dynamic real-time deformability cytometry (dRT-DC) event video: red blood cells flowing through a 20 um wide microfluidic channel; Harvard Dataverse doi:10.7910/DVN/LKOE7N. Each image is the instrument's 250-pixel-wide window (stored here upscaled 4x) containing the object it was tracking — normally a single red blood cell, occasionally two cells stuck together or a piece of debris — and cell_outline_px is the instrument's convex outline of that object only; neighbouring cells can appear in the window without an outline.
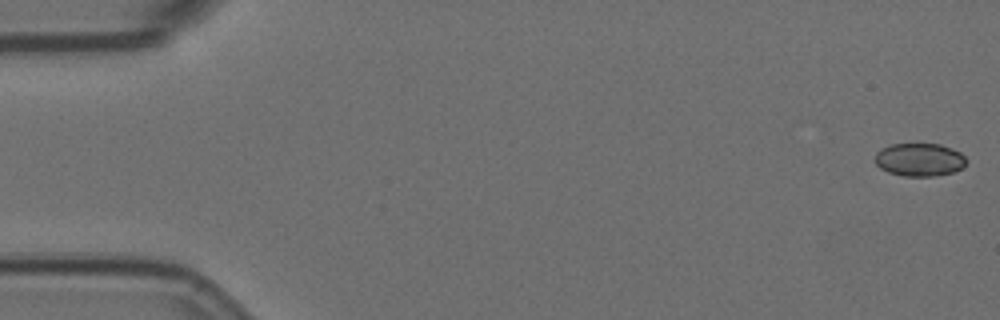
{"species": "Egyptian fruit bat (a non-hibernating species)", "species_latin": "Rousettus aegyptiacus", "temperature_condition": "room temperature", "stored_images_in_passage": 15, "camera_frame_rate_fps": 3000, "um_per_image_px": 0.085, "animal": {"sex": "female"}, "frame": {"image": 1, "passage_image": 1, "time_ms": 0.0, "image_size_px": [1000, 320], "cell_outline_px": [[968, 160], [960, 168], [952, 172], [932, 176], [904, 176], [888, 172], [880, 168], [872, 160], [876, 152], [880, 148], [892, 144], [940, 144], [952, 148], [960, 152]], "centroid_in_image_um": [78.1, 13.56], "position_along_channel_um": 6.9, "area_um2": 17.69}}
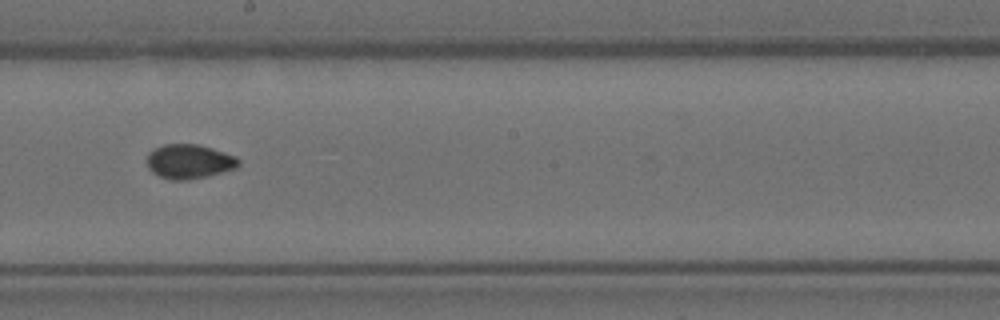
{"frame": {"image": 2, "passage_image": 9, "time_ms": 2.667, "image_size_px": [1000, 320], "cell_outline_px": [[240, 164], [236, 168], [208, 176], [188, 180], [168, 180], [152, 172], [148, 168], [148, 152], [164, 144], [196, 144], [212, 148], [236, 156], [240, 160]], "centroid_in_image_um": [16.09, 13.73], "position_along_channel_um": 232.1, "area_um2": 18.38}}
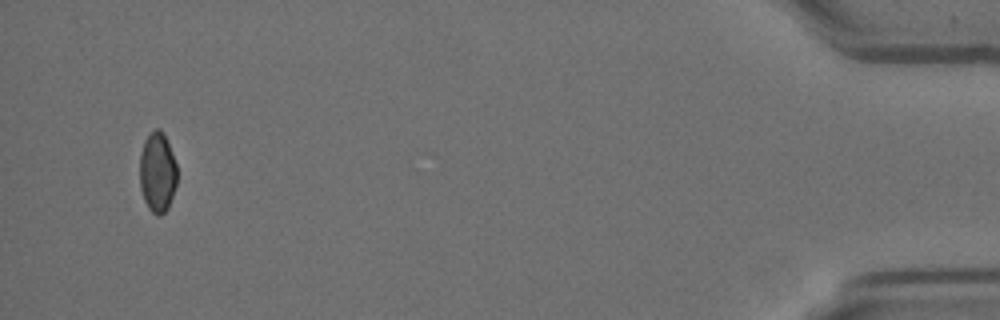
{"frame": {"image": 3, "passage_image": 15, "time_ms": 4.667, "image_size_px": [1000, 320], "cell_outline_px": [[176, 184], [168, 208], [160, 216], [156, 216], [148, 208], [144, 200], [140, 188], [140, 152], [144, 140], [156, 128], [160, 128], [164, 132], [176, 164]], "centroid_in_image_um": [13.37, 14.65], "position_along_channel_um": 421.8, "area_um2": 17.46}}